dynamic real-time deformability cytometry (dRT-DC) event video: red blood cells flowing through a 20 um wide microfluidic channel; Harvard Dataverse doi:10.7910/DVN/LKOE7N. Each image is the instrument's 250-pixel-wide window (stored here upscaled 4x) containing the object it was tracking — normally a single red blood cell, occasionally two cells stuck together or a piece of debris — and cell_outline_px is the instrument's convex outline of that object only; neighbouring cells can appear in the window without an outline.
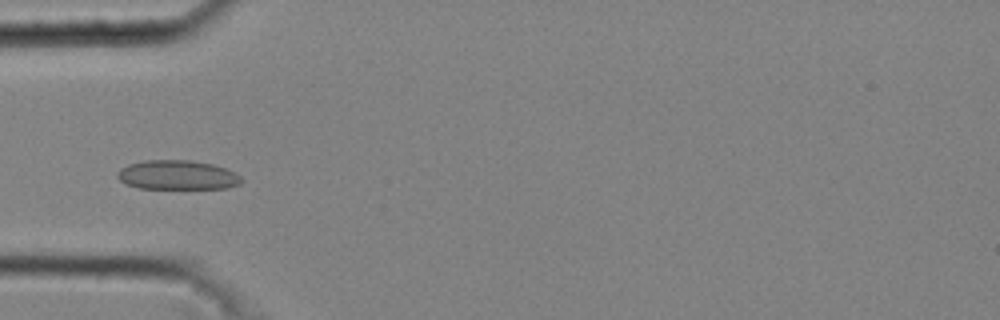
{"species": "common noctule bat (a hibernating species)", "species_latin": "Nyctalus noctula", "temperature_condition": "cold", "stored_images_in_passage": 28, "camera_frame_rate_fps": 3000, "um_per_image_px": 0.085, "animal": {"sex": "male", "body_mass_g": 20.4}, "frame": {"image": 1, "passage_image": 8, "time_ms": 2.333, "image_size_px": [1000, 320], "cell_outline_px": [[244, 180], [240, 184], [228, 188], [140, 188], [128, 184], [120, 180], [116, 176], [116, 172], [120, 168], [128, 164], [144, 160], [192, 160], [212, 164], [236, 172]], "centroid_in_image_um": [15.09, 14.87], "position_along_channel_um": 69.9, "area_um2": 21.27}}
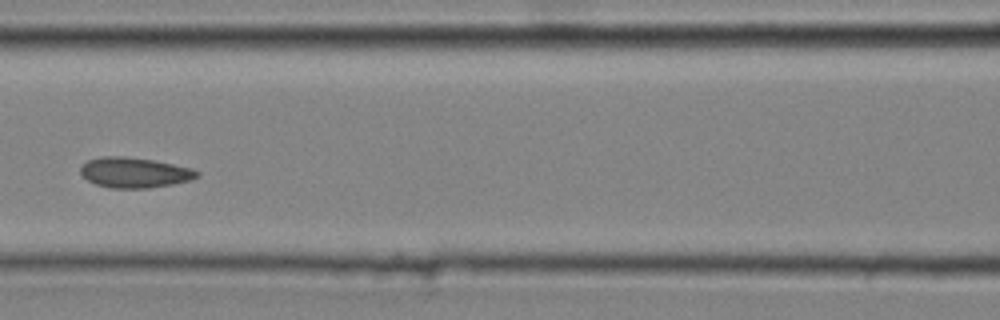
{"frame": {"image": 2, "passage_image": 14, "time_ms": 4.333, "image_size_px": [1000, 320], "cell_outline_px": [[200, 176], [192, 180], [172, 184], [148, 188], [108, 188], [96, 184], [88, 180], [80, 172], [80, 168], [88, 160], [100, 156], [124, 156], [152, 160], [192, 168], [200, 172]], "centroid_in_image_um": [11.45, 14.67], "position_along_channel_um": 155.2, "area_um2": 20.58}}
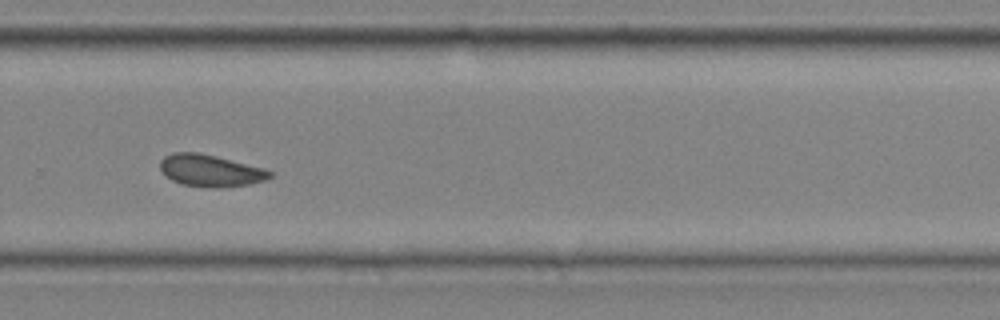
{"frame": {"image": 3, "passage_image": 25, "time_ms": 8.0, "image_size_px": [1000, 320], "cell_outline_px": [[272, 176], [264, 180], [248, 184], [220, 188], [212, 188], [184, 184], [172, 180], [160, 168], [160, 160], [164, 156], [172, 152], [196, 152], [216, 156], [264, 168], [272, 172]], "centroid_in_image_um": [17.88, 14.49], "position_along_channel_um": 311.9, "area_um2": 20.23}}